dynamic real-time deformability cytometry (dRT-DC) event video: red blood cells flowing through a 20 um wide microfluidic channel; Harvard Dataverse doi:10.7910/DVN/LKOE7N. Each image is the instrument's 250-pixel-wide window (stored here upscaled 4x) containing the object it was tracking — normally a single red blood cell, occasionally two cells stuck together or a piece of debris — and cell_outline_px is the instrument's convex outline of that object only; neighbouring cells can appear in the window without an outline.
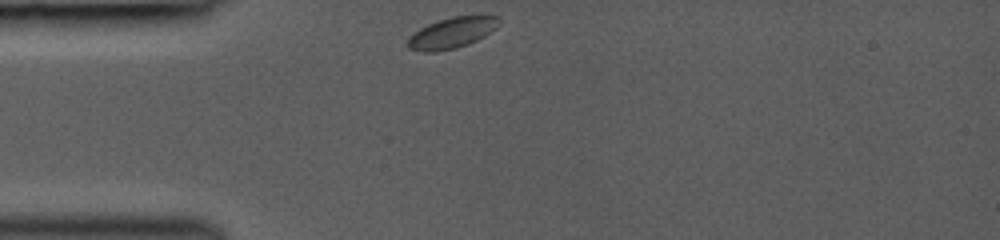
{"species": "common noctule bat (a hibernating species)", "species_latin": "Nyctalus noctula", "temperature_condition": "room temperature", "stored_images_in_passage": 30, "camera_frame_rate_fps": 3000, "um_per_image_px": 0.085, "animal": {"sex": "female", "body_mass_g": 19.0, "forearm_length_mm": 53.3}, "frame": {"image": 1, "passage_image": 1, "time_ms": 0.0, "image_size_px": [1000, 240], "cell_outline_px": [[500, 24], [496, 28], [484, 36], [468, 44], [456, 48], [436, 52], [424, 52], [408, 48], [408, 40], [420, 28], [428, 24], [452, 16], [500, 16]], "centroid_in_image_um": [38.44, 2.79], "position_along_channel_um": 46.6, "area_um2": 16.18}}
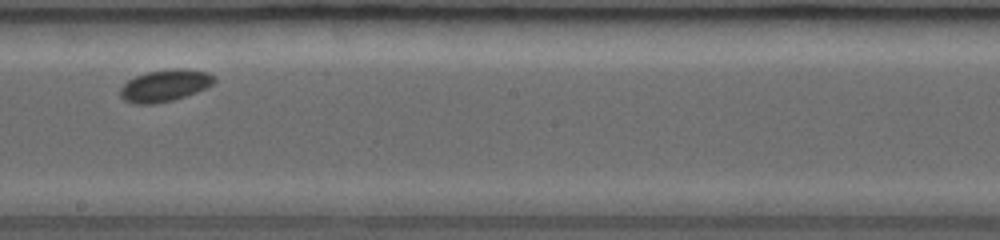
{"frame": {"image": 2, "passage_image": 16, "time_ms": 5.0, "image_size_px": [1000, 240], "cell_outline_px": [[216, 80], [208, 88], [172, 100], [156, 104], [136, 104], [124, 100], [120, 96], [120, 88], [128, 80], [136, 76], [148, 72], [168, 68], [180, 68], [208, 72], [216, 76]], "centroid_in_image_um": [14.04, 7.26], "position_along_channel_um": 234.2, "area_um2": 17.57}}
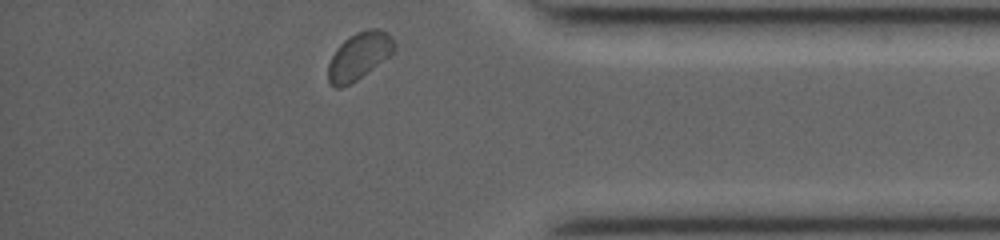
{"frame": {"image": 3, "passage_image": 29, "time_ms": 9.333, "image_size_px": [1000, 240], "cell_outline_px": [[396, 52], [356, 80], [340, 88], [336, 88], [328, 80], [328, 64], [336, 48], [344, 40], [356, 32], [368, 28], [380, 28], [388, 32], [392, 36], [396, 44]], "centroid_in_image_um": [30.57, 4.72], "position_along_channel_um": 404.6, "area_um2": 18.38}}